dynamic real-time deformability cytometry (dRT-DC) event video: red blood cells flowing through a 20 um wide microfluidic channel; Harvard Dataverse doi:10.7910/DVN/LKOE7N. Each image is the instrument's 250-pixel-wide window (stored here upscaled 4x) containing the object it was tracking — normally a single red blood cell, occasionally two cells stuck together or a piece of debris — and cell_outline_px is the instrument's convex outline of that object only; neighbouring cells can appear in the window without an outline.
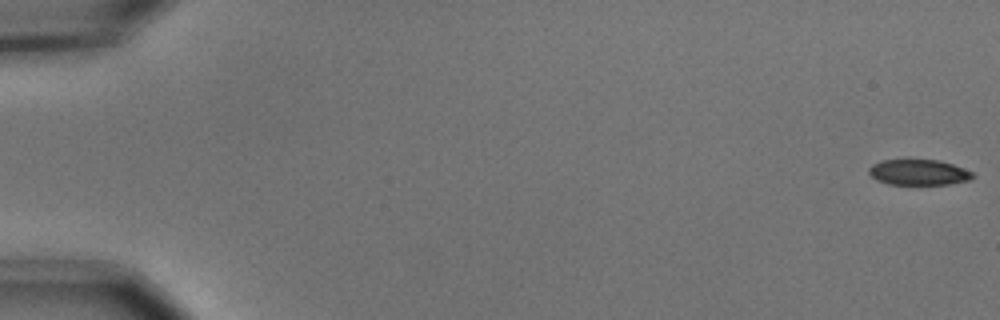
{"species": "common noctule bat (a hibernating species)", "species_latin": "Nyctalus noctula", "temperature_condition": "cold", "stored_images_in_passage": 55, "camera_frame_rate_fps": 3000, "um_per_image_px": 0.085, "animal": {"sex": "male", "body_mass_g": 15.6}, "frame": {"image": 1, "passage_image": 1, "time_ms": 0.0, "image_size_px": [1000, 320], "cell_outline_px": [[976, 176], [972, 180], [948, 184], [888, 184], [876, 180], [868, 172], [868, 168], [872, 164], [880, 160], [940, 160], [952, 164], [972, 172]], "centroid_in_image_um": [78.08, 14.65], "position_along_channel_um": 6.9, "area_um2": 15.55}}
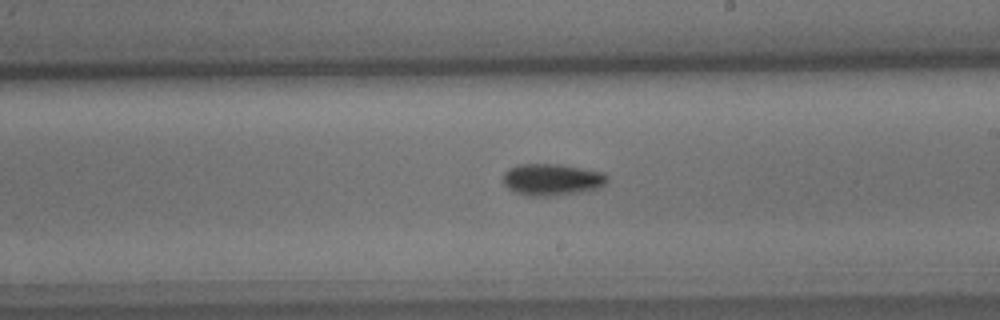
{"frame": {"image": 2, "passage_image": 33, "time_ms": 10.667, "image_size_px": [1000, 320], "cell_outline_px": [[608, 180], [600, 188], [580, 192], [552, 196], [532, 196], [516, 192], [508, 188], [504, 184], [504, 172], [508, 168], [516, 164], [560, 164], [604, 172], [608, 176]], "centroid_in_image_um": [46.93, 15.25], "position_along_channel_um": 242.1, "area_um2": 19.36}}
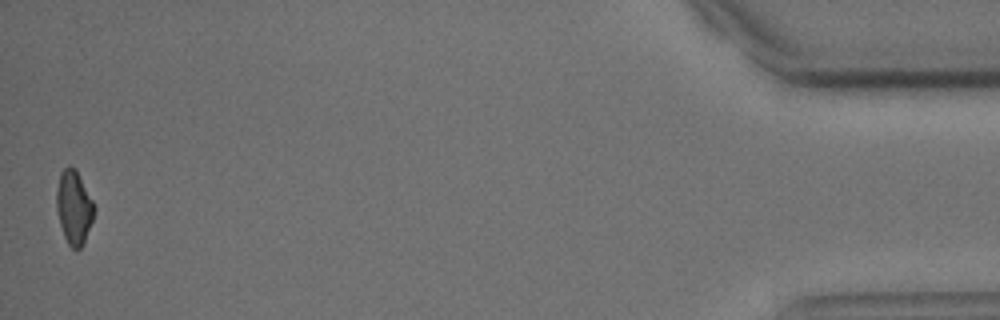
{"frame": {"image": 3, "passage_image": 55, "time_ms": 18.0, "image_size_px": [1000, 320], "cell_outline_px": [[96, 208], [92, 220], [84, 240], [80, 248], [72, 248], [68, 244], [64, 236], [60, 224], [56, 208], [56, 192], [60, 172], [68, 164], [76, 168]], "centroid_in_image_um": [6.27, 17.57], "position_along_channel_um": 428.9, "area_um2": 16.07}, "authors_computed_cell_mechanics": {"area_um2": 17.4556, "velocity_mm_per_s": 3.6969, "shape_relaxation_time_tau1_ms": 2.9553, "shape_relaxation_time_tau2_ms": null, "deformation_change_tau1": 0.1037, "deformation_change_tau2": null}}